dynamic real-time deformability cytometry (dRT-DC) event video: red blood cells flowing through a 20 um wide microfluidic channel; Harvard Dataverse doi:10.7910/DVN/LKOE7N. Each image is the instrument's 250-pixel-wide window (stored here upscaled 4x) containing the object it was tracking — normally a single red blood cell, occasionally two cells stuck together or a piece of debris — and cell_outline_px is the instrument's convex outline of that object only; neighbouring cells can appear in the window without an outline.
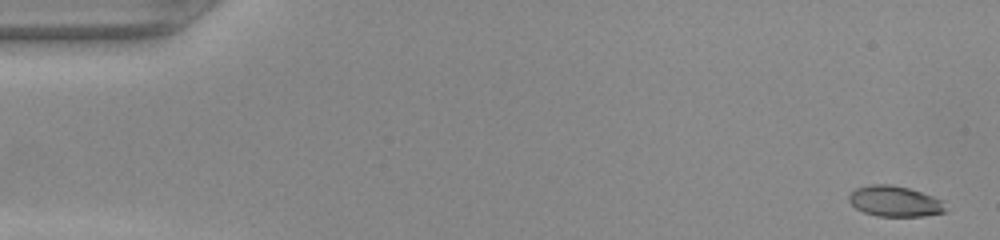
{"species": "common noctule bat (a hibernating species)", "species_latin": "Nyctalus noctula", "temperature_condition": "warm", "stored_images_in_passage": 49, "camera_frame_rate_fps": 3000, "um_per_image_px": 0.085, "animal": {"sex": "female", "body_mass_g": 22.0, "forearm_length_mm": 56.7}, "frame": {"image": 1, "passage_image": 1, "time_ms": 0.0, "image_size_px": [1000, 240], "cell_outline_px": [[948, 212], [924, 216], [876, 216], [864, 212], [856, 208], [848, 200], [848, 196], [856, 188], [872, 184], [892, 184], [908, 188], [944, 200]], "centroid_in_image_um": [76.1, 17.11], "position_along_channel_um": 8.9, "area_um2": 17.4}}
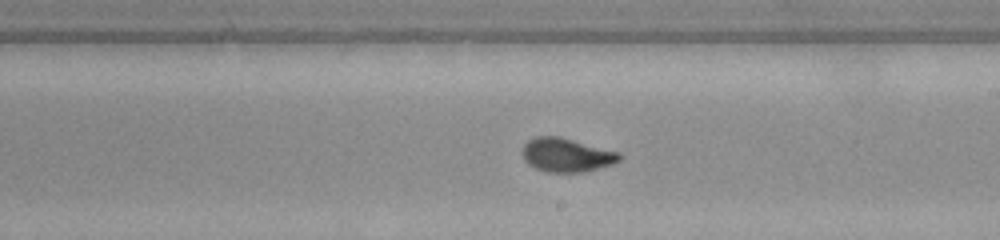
{"frame": {"image": 2, "passage_image": 28, "time_ms": 9.0, "image_size_px": [1000, 240], "cell_outline_px": [[620, 160], [612, 164], [584, 172], [548, 172], [536, 168], [528, 164], [524, 160], [520, 152], [524, 144], [528, 140], [536, 136], [560, 136], [620, 152]], "centroid_in_image_um": [48.12, 13.16], "position_along_channel_um": 240.9, "area_um2": 19.25}}
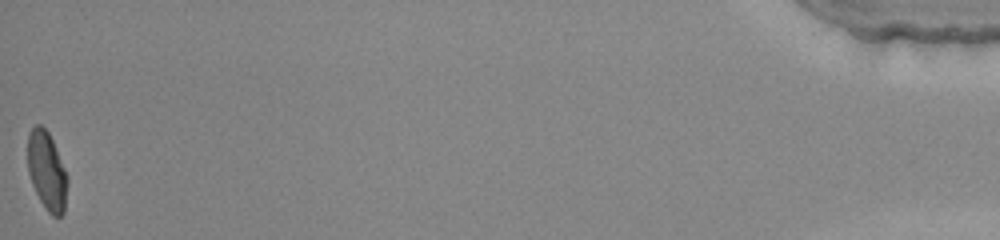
{"frame": {"image": 3, "passage_image": 49, "time_ms": 16.0, "image_size_px": [1000, 240], "cell_outline_px": [[68, 184], [64, 212], [60, 216], [52, 216], [48, 212], [40, 200], [32, 184], [28, 172], [28, 132], [36, 124], [40, 124], [48, 132], [52, 140], [68, 176]], "centroid_in_image_um": [3.99, 14.54], "position_along_channel_um": 431.2, "area_um2": 18.15}}